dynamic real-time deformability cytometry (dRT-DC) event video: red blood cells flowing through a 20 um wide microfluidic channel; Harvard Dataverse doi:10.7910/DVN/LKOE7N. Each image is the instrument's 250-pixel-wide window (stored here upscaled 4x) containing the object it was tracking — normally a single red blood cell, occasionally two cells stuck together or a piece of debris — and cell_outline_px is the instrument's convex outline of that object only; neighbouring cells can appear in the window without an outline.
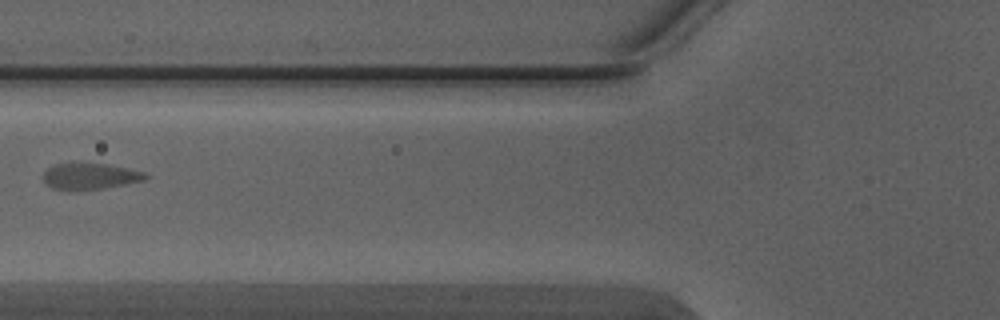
{"species": "Egyptian fruit bat (a non-hibernating species)", "species_latin": "Rousettus aegyptiacus", "temperature_condition": "warm", "stored_images_in_passage": 7, "camera_frame_rate_fps": 3000, "um_per_image_px": 0.085, "animal": {"sex": "male"}, "frame": {"image": 1, "passage_image": 7, "time_ms": 2.0, "image_size_px": [1000, 320], "cell_outline_px": [[148, 176], [144, 180], [104, 188], [52, 188], [44, 180], [44, 172], [48, 168], [56, 164], [108, 164], [144, 172]], "centroid_in_image_um": [7.69, 14.96], "position_along_channel_um": 118.1, "area_um2": 14.74}}